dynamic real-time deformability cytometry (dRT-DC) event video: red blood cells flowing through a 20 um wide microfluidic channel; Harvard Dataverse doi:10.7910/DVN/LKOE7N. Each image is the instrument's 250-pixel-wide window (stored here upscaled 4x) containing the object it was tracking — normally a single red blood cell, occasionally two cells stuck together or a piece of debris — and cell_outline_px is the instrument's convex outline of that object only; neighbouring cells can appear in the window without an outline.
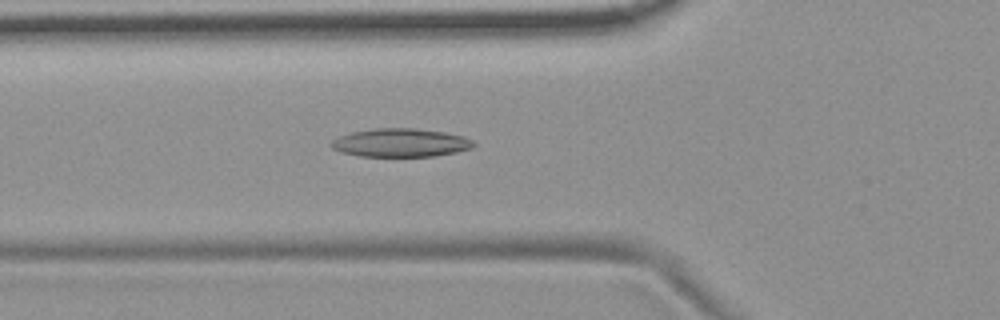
{"species": "common noctule bat (a hibernating species)", "species_latin": "Nyctalus noctula", "temperature_condition": "room temperature", "stored_images_in_passage": 54, "camera_frame_rate_fps": 3000, "um_per_image_px": 0.085, "animal": {"sex": "female", "body_mass_g": 19.9}, "frame": {"image": 1, "passage_image": 19, "time_ms": 6.0, "image_size_px": [1000, 320], "cell_outline_px": [[476, 144], [472, 148], [456, 152], [432, 156], [360, 156], [340, 152], [332, 148], [328, 144], [332, 140], [340, 136], [352, 132], [372, 128], [416, 128], [444, 132], [464, 136], [472, 140]], "centroid_in_image_um": [34.03, 12.13], "position_along_channel_um": 91.8, "area_um2": 23.64}}
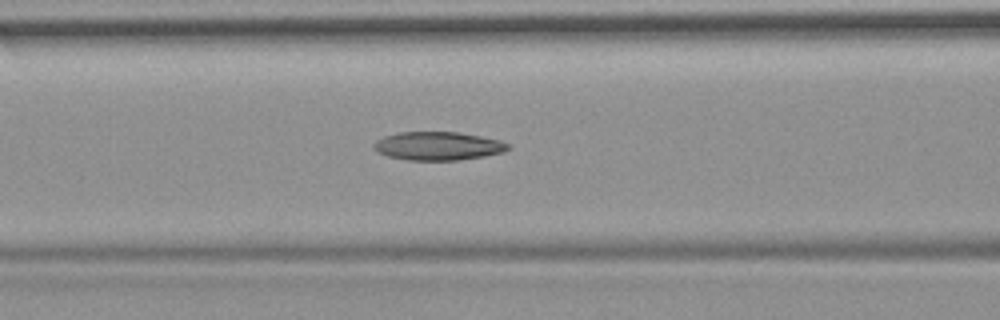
{"frame": {"image": 2, "passage_image": 22, "time_ms": 7.0, "image_size_px": [1000, 320], "cell_outline_px": [[508, 148], [504, 152], [484, 156], [460, 160], [408, 160], [388, 156], [376, 152], [372, 148], [372, 144], [376, 140], [384, 136], [400, 132], [456, 132], [480, 136], [500, 140], [508, 144]], "centroid_in_image_um": [37.18, 12.41], "position_along_channel_um": 129.4, "area_um2": 22.25}}
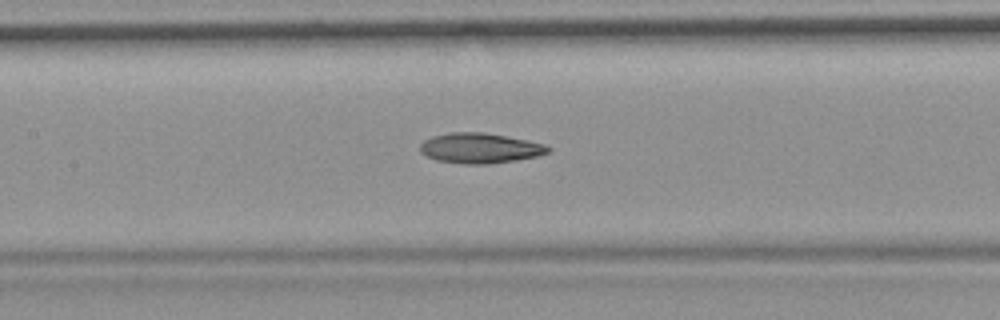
{"frame": {"image": 3, "passage_image": 25, "time_ms": 8.0, "image_size_px": [1000, 320], "cell_outline_px": [[552, 148], [548, 152], [536, 156], [516, 160], [488, 164], [460, 164], [436, 160], [420, 152], [420, 144], [424, 140], [432, 136], [452, 132], [484, 132], [528, 140], [544, 144]], "centroid_in_image_um": [40.78, 12.59], "position_along_channel_um": 166.6, "area_um2": 22.54}, "authors_computed_cell_mechanics": {"area_um2": 22.5131, "velocity_mm_per_s": 3.7198, "shape_relaxation_time_tau1_ms": null, "shape_relaxation_time_tau2_ms": 6.3204, "deformation_change_tau1": null, "deformation_change_tau2": 0.1627}}